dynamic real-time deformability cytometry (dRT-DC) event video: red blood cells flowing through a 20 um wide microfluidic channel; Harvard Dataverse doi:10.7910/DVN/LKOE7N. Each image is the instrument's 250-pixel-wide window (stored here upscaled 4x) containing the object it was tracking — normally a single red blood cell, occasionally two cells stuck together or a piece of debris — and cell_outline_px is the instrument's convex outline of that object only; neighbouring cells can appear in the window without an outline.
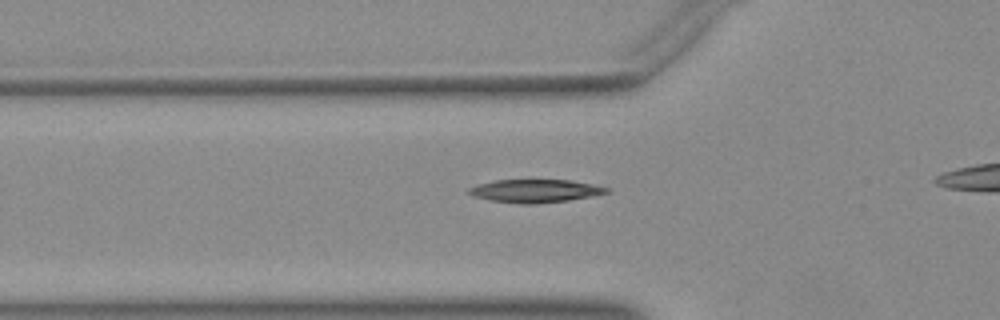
{"species": "Egyptian fruit bat (a non-hibernating species)", "species_latin": "Rousettus aegyptiacus", "temperature_condition": "warm", "stored_images_in_passage": 30, "camera_frame_rate_fps": 3000, "um_per_image_px": 0.085, "animal": {"sex": "female"}, "frame": {"image": 1, "passage_image": 5, "time_ms": 1.333, "image_size_px": [1000, 320], "cell_outline_px": [[608, 192], [568, 200], [532, 204], [520, 204], [488, 200], [476, 196], [468, 192], [468, 188], [480, 184], [496, 180], [572, 180], [592, 184], [608, 188]], "centroid_in_image_um": [45.46, 16.22], "position_along_channel_um": 80.3, "area_um2": 18.15}}
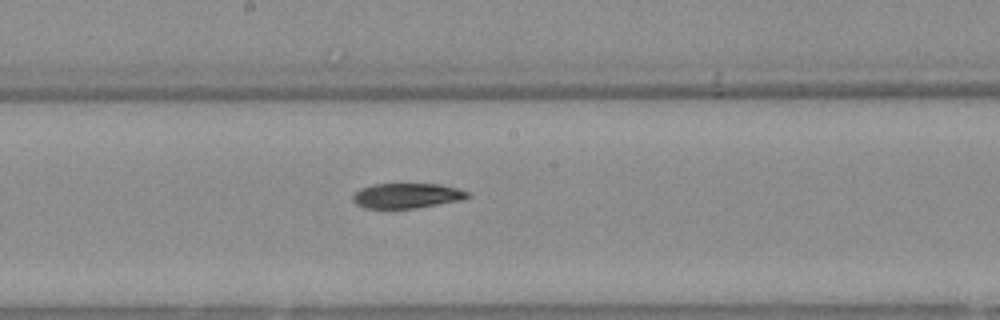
{"frame": {"image": 2, "passage_image": 15, "time_ms": 4.667, "image_size_px": [1000, 320], "cell_outline_px": [[468, 196], [460, 200], [416, 208], [364, 208], [356, 204], [352, 200], [352, 196], [360, 188], [372, 184], [440, 184], [456, 188], [468, 192]], "centroid_in_image_um": [34.52, 16.63], "position_along_channel_um": 213.7, "area_um2": 16.59}}
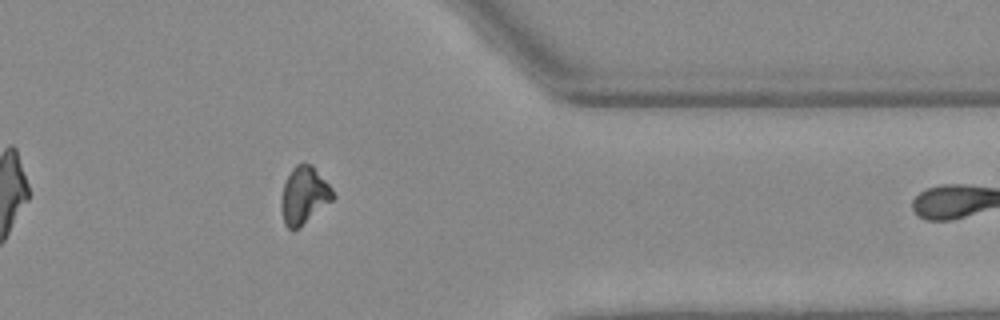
{"frame": {"image": 3, "passage_image": 29, "time_ms": 9.333, "image_size_px": [1000, 320], "cell_outline_px": [[336, 196], [332, 200], [296, 228], [288, 228], [284, 224], [280, 208], [280, 200], [284, 184], [292, 168], [296, 164], [312, 164], [332, 188]], "centroid_in_image_um": [25.83, 16.57], "position_along_channel_um": 385.6, "area_um2": 16.88}}